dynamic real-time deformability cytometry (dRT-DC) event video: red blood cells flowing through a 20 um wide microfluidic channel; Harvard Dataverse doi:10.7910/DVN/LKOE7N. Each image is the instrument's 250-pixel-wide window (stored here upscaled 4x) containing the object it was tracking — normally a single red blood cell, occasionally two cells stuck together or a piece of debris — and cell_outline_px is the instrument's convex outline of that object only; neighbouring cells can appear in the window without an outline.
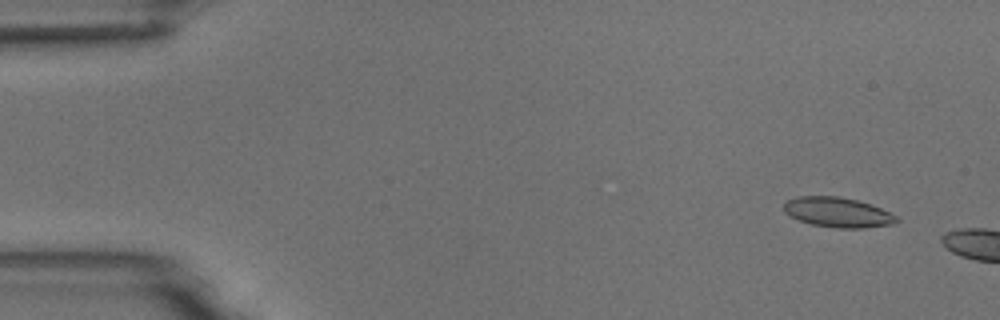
{"species": "common noctule bat (a hibernating species)", "species_latin": "Nyctalus noctula", "temperature_condition": "room temperature", "stored_images_in_passage": 3, "camera_frame_rate_fps": 3000, "um_per_image_px": 0.085, "animal": {"sex": "male", "body_mass_g": 18.8}, "frame": {"image": 1, "passage_image": 2, "time_ms": 1.0, "image_size_px": [1000, 320], "cell_outline_px": [[900, 220], [892, 224], [864, 228], [836, 228], [812, 224], [788, 216], [784, 212], [784, 200], [796, 196], [840, 196], [856, 200], [880, 208], [896, 216]], "centroid_in_image_um": [71.15, 18.04], "position_along_channel_um": 13.9, "area_um2": 19.65}}